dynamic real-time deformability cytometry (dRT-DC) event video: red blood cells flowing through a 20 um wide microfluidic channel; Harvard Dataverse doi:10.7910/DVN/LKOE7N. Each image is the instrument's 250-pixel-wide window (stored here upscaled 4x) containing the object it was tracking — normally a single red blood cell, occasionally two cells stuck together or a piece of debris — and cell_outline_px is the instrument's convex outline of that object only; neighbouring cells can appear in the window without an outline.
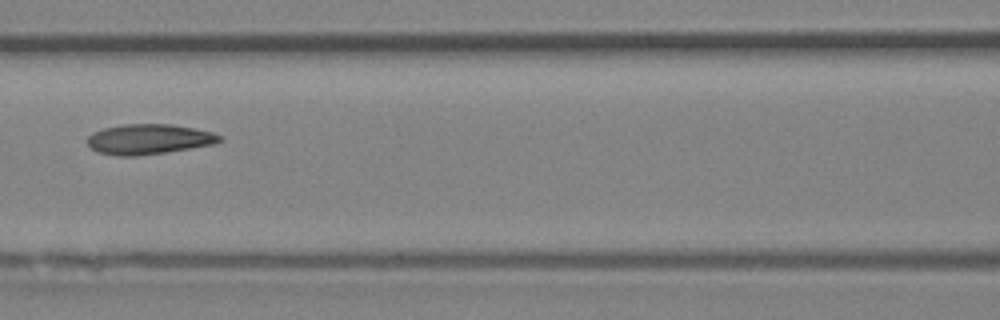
{"species": "Egyptian fruit bat (a non-hibernating species)", "species_latin": "Rousettus aegyptiacus", "temperature_condition": "room temperature", "stored_images_in_passage": 4, "camera_frame_rate_fps": 3000, "um_per_image_px": 0.085, "animal": {"sex": "female"}, "frame": {"image": 1, "passage_image": 4, "time_ms": 1.0, "image_size_px": [1000, 320], "cell_outline_px": [[224, 140], [212, 144], [164, 152], [136, 156], [116, 156], [96, 152], [88, 144], [88, 136], [92, 132], [104, 128], [124, 124], [172, 124], [212, 132], [224, 136]], "centroid_in_image_um": [12.64, 11.83], "position_along_channel_um": 154.0, "area_um2": 23.18}}